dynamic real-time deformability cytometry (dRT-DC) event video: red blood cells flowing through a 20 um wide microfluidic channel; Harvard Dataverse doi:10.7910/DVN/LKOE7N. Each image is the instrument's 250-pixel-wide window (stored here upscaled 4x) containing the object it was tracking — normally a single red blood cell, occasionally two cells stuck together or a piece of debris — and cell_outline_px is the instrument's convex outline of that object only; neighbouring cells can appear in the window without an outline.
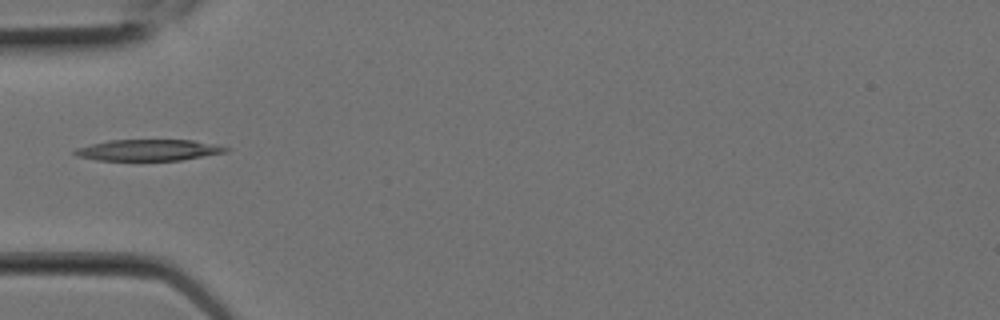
{"species": "Egyptian fruit bat (a non-hibernating species)", "species_latin": "Rousettus aegyptiacus", "temperature_condition": "room temperature", "stored_images_in_passage": 4, "camera_frame_rate_fps": 3000, "um_per_image_px": 0.085, "animal": {"sex": "female"}, "frame": {"image": 1, "passage_image": 2, "time_ms": 0.333, "image_size_px": [1000, 320], "cell_outline_px": [[232, 148], [228, 152], [180, 160], [96, 160], [76, 156], [72, 152], [76, 148], [108, 140], [192, 140], [216, 144]], "centroid_in_image_um": [12.65, 12.75], "position_along_channel_um": 72.3, "area_um2": 18.73}}
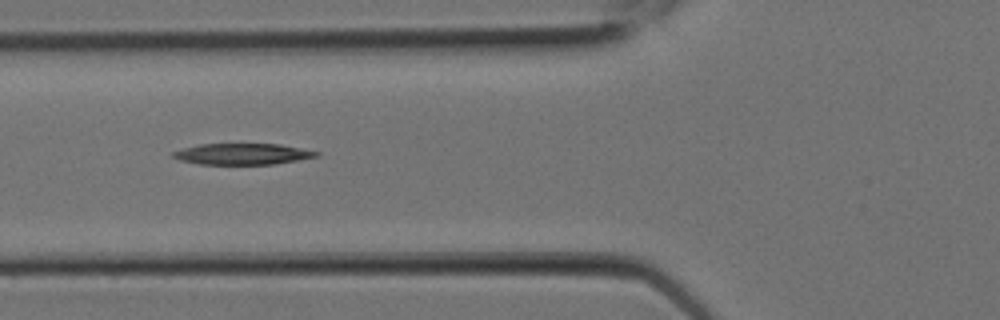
{"frame": {"image": 2, "passage_image": 3, "time_ms": 0.667, "image_size_px": [1000, 320], "cell_outline_px": [[320, 156], [272, 164], [200, 164], [180, 160], [172, 156], [172, 152], [184, 148], [200, 144], [280, 144], [320, 152]], "centroid_in_image_um": [20.62, 13.09], "position_along_channel_um": 105.2, "area_um2": 17.46}}
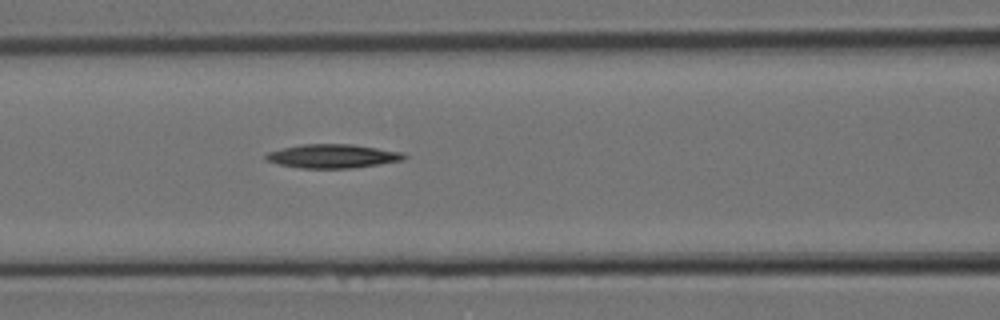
{"frame": {"image": 3, "passage_image": 4, "time_ms": 1.0, "image_size_px": [1000, 320], "cell_outline_px": [[408, 156], [404, 160], [380, 164], [352, 168], [300, 168], [276, 164], [264, 160], [264, 156], [268, 152], [284, 148], [304, 144], [352, 144], [404, 152]], "centroid_in_image_um": [28.29, 13.27], "position_along_channel_um": 138.3, "area_um2": 19.31}}